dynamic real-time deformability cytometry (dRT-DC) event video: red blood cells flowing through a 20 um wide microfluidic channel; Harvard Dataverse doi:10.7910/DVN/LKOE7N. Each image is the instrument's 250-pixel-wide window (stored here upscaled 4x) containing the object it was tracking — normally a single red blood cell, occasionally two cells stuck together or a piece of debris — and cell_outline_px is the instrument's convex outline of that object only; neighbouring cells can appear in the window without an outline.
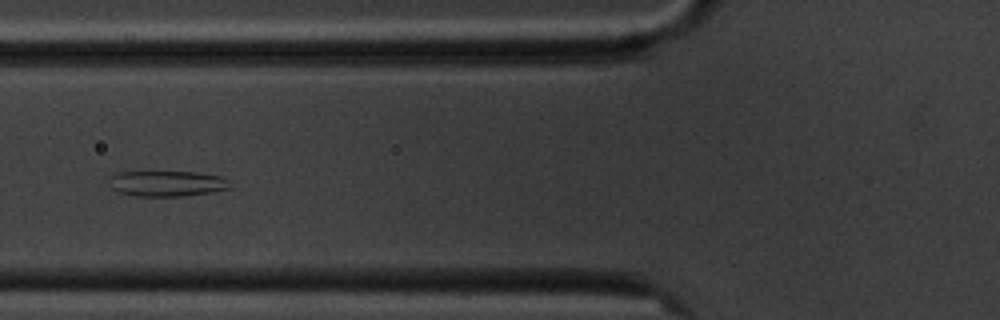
{"species": "common noctule bat (a hibernating species)", "species_latin": "Nyctalus noctula", "temperature_condition": "cold", "stored_images_in_passage": 10, "camera_frame_rate_fps": 3000, "um_per_image_px": 0.085, "animal": {"sex": "male", "body_mass_g": 20.1, "forearm_length_mm": 53.5}, "frame": {"image": 1, "passage_image": 6, "time_ms": 6.333, "image_size_px": [1000, 320], "cell_outline_px": [[232, 188], [212, 192], [184, 196], [136, 196], [116, 192], [112, 188], [108, 180], [108, 176], [120, 172], [196, 172], [220, 176]], "centroid_in_image_um": [14.12, 15.6], "position_along_channel_um": 111.7, "area_um2": 18.03}}
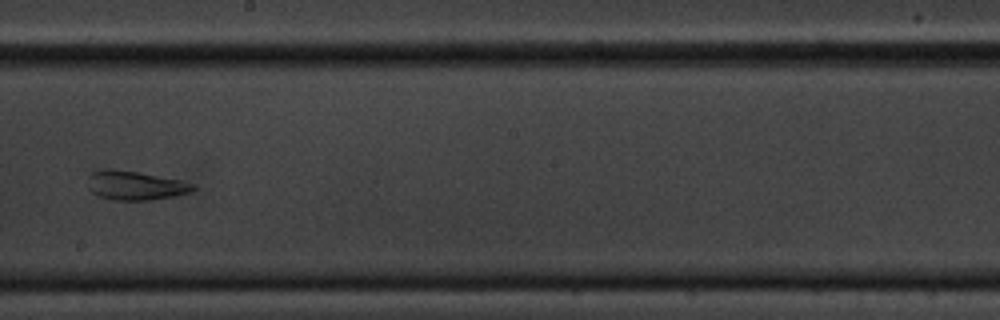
{"frame": {"image": 2, "passage_image": 9, "time_ms": 10.0, "image_size_px": [1000, 320], "cell_outline_px": [[196, 188], [192, 192], [152, 200], [112, 200], [100, 196], [92, 192], [88, 188], [88, 176], [92, 172], [104, 168], [108, 168], [136, 172], [180, 180], [196, 184]], "centroid_in_image_um": [11.49, 15.76], "position_along_channel_um": 236.7, "area_um2": 17.8}}